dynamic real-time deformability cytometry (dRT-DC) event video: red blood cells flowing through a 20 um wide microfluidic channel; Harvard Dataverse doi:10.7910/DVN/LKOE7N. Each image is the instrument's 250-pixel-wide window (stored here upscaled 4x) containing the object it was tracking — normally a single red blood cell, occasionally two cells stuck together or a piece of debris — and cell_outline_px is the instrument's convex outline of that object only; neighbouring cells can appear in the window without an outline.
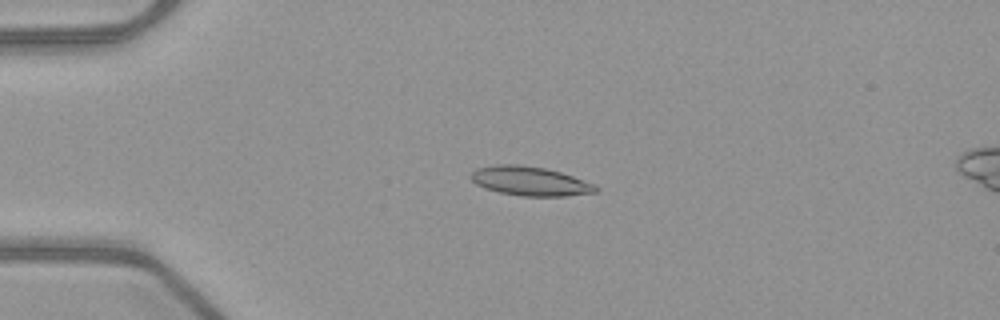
{"species": "common noctule bat (a hibernating species)", "species_latin": "Nyctalus noctula", "temperature_condition": "warm", "stored_images_in_passage": 51, "camera_frame_rate_fps": 3000, "um_per_image_px": 0.085, "animal": {"sex": "female", "body_mass_g": 21.9}, "frame": {"image": 1, "passage_image": 12, "time_ms": 3.667, "image_size_px": [1000, 320], "cell_outline_px": [[600, 188], [596, 192], [564, 196], [520, 196], [500, 192], [484, 188], [476, 184], [468, 176], [476, 168], [496, 164], [520, 164], [544, 168], [560, 172], [572, 176], [592, 184]], "centroid_in_image_um": [45.0, 15.39], "position_along_channel_um": 40.0, "area_um2": 21.15}}
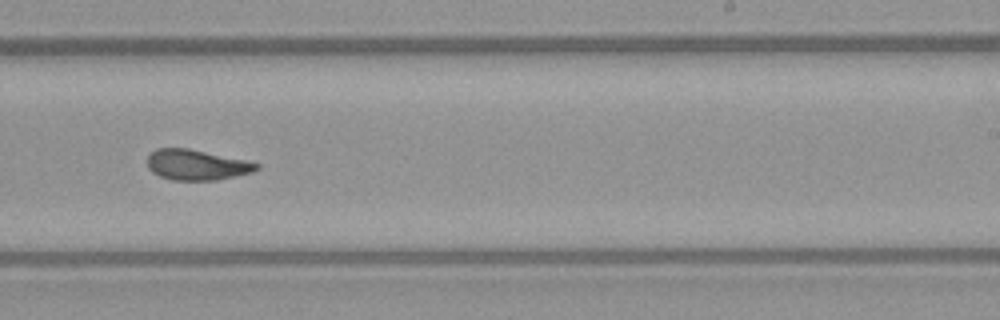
{"frame": {"image": 2, "passage_image": 32, "time_ms": 10.333, "image_size_px": [1000, 320], "cell_outline_px": [[260, 168], [252, 172], [216, 180], [172, 180], [160, 176], [152, 172], [148, 168], [148, 156], [156, 148], [188, 148], [244, 160], [260, 164]], "centroid_in_image_um": [16.69, 14.01], "position_along_channel_um": 272.3, "area_um2": 19.19}}
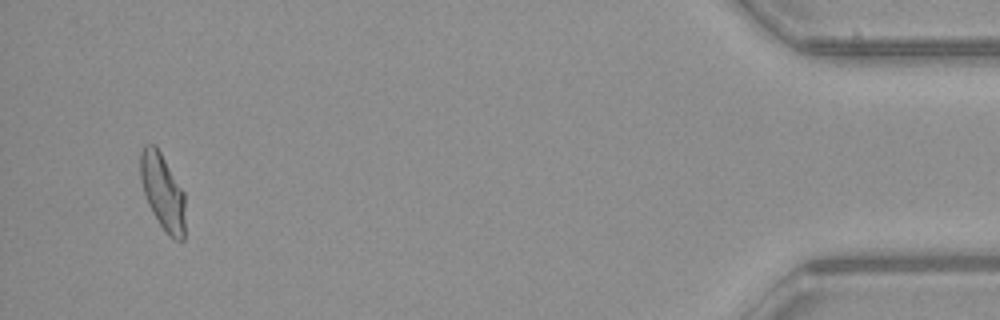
{"frame": {"image": 3, "passage_image": 49, "time_ms": 16.0, "image_size_px": [1000, 320], "cell_outline_px": [[184, 240], [176, 240], [168, 236], [152, 212], [148, 204], [140, 180], [140, 152], [144, 144], [156, 144], [184, 192]], "centroid_in_image_um": [13.81, 16.27], "position_along_channel_um": 421.4, "area_um2": 19.88}, "authors_computed_cell_mechanics": {"area_um2": 20.23, "velocity_mm_per_s": 4.0047, "shape_relaxation_time_tau1_ms": null, "shape_relaxation_time_tau2_ms": 2.448, "deformation_change_tau1": null, "deformation_change_tau2": 0.0954}}